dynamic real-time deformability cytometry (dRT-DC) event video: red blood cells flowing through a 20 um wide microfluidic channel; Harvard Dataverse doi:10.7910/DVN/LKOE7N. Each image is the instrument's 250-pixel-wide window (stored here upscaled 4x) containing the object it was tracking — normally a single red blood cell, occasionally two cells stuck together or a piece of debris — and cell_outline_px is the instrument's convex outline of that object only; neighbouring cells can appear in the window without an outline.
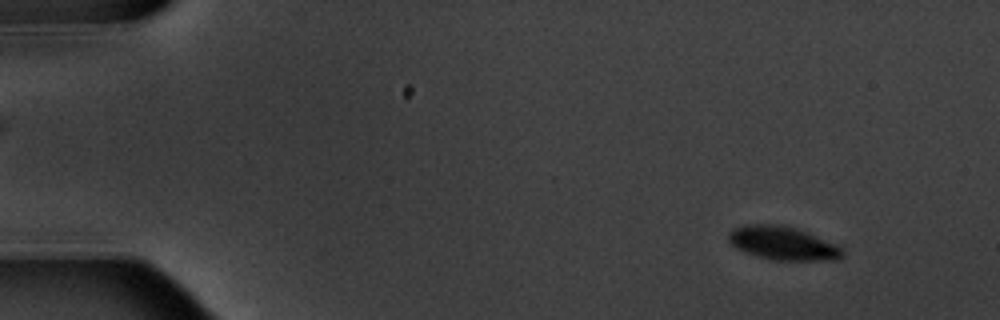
{"species": "common noctule bat (a hibernating species)", "species_latin": "Nyctalus noctula", "temperature_condition": "warm", "stored_images_in_passage": 5, "camera_frame_rate_fps": 3000, "um_per_image_px": 0.085, "animal": {"sex": "male", "body_mass_g": 20.1, "forearm_length_mm": 53.5}, "frame": {"image": 1, "passage_image": 1, "time_ms": 0.0, "image_size_px": [1000, 320], "cell_outline_px": [[844, 256], [836, 260], [772, 260], [756, 256], [736, 248], [728, 240], [728, 232], [732, 228], [744, 224], [776, 224], [796, 228], [832, 244], [840, 248], [844, 252]], "centroid_in_image_um": [66.46, 20.67], "position_along_channel_um": 18.5, "area_um2": 21.96}}
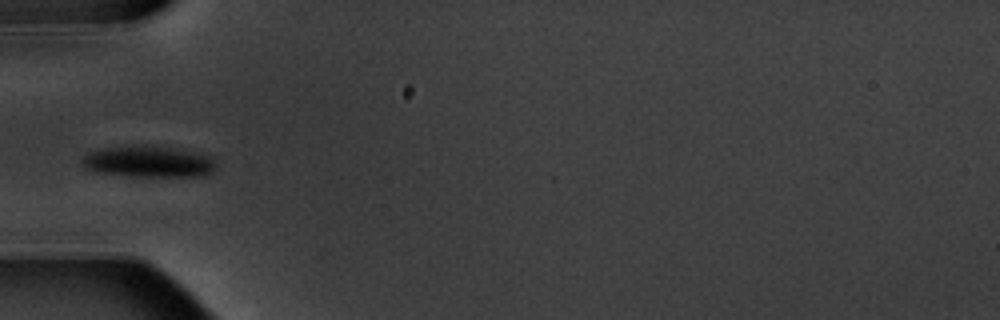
{"frame": {"image": 2, "passage_image": 5, "time_ms": 4.667, "image_size_px": [1000, 320], "cell_outline_px": [[216, 168], [208, 176], [128, 176], [92, 172], [84, 168], [80, 164], [80, 160], [88, 152], [104, 148], [144, 144], [172, 148], [192, 152], [208, 156], [216, 164]], "centroid_in_image_um": [12.55, 13.75], "position_along_channel_um": 72.5, "area_um2": 24.74}}